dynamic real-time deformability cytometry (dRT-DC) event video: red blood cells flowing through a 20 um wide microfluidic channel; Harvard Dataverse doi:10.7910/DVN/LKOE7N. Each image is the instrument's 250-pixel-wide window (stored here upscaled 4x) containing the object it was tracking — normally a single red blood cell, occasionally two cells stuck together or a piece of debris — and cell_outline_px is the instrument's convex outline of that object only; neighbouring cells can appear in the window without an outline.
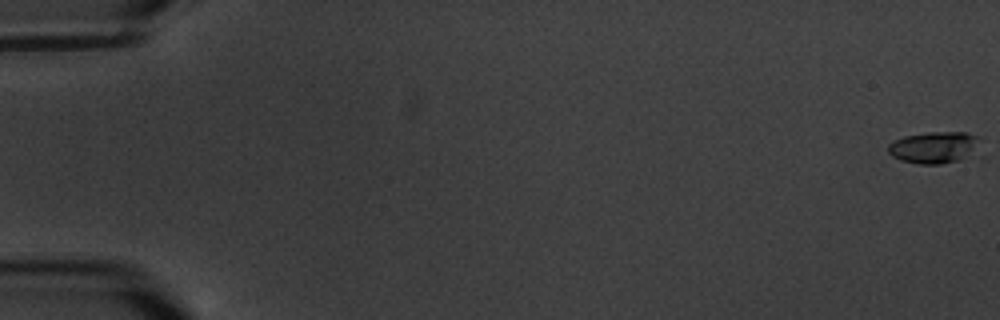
{"species": "common noctule bat (a hibernating species)", "species_latin": "Nyctalus noctula", "temperature_condition": "warm", "stored_images_in_passage": 7, "camera_frame_rate_fps": 3000, "um_per_image_px": 0.085, "animal": {"sex": "male", "body_mass_g": 20.1, "forearm_length_mm": 53.5}, "frame": {"image": 1, "passage_image": 1, "time_ms": 0.0, "image_size_px": [1000, 320], "cell_outline_px": [[980, 136], [968, 156], [960, 160], [940, 164], [920, 164], [900, 160], [892, 156], [888, 152], [888, 144], [892, 140], [904, 136], [928, 132], [968, 132]], "centroid_in_image_um": [79.32, 12.52], "position_along_channel_um": 5.7, "area_um2": 16.82}}
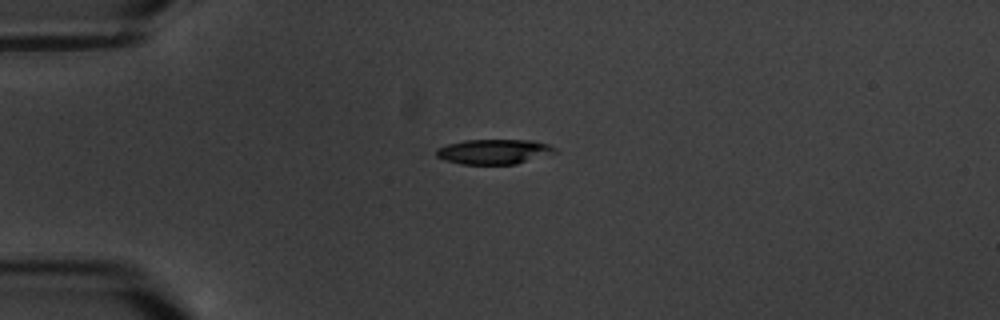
{"frame": {"image": 2, "passage_image": 5, "time_ms": 5.333, "image_size_px": [1000, 320], "cell_outline_px": [[560, 152], [516, 164], [460, 164], [444, 160], [436, 156], [436, 148], [448, 144], [464, 140], [532, 140], [548, 144], [556, 148]], "centroid_in_image_um": [42.01, 12.89], "position_along_channel_um": 43.0, "area_um2": 17.4}}